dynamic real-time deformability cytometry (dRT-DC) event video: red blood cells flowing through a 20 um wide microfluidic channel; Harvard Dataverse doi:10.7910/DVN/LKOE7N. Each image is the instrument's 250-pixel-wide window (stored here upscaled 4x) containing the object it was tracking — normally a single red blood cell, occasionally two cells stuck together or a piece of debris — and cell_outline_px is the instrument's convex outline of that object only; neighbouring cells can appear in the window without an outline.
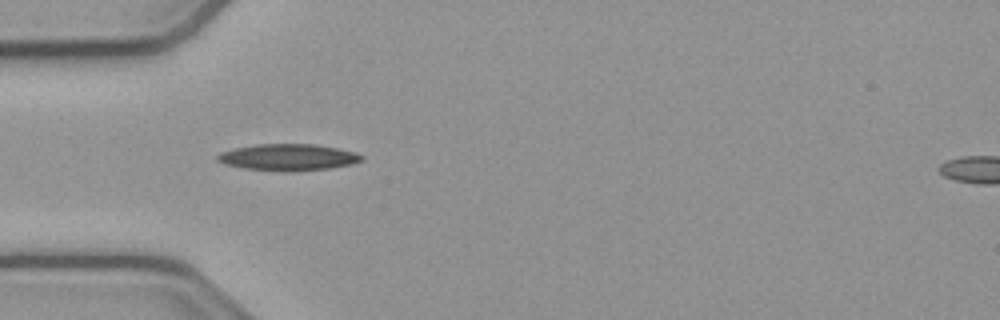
{"species": "common noctule bat (a hibernating species)", "species_latin": "Nyctalus noctula", "temperature_condition": "cold", "stored_images_in_passage": 8, "camera_frame_rate_fps": 3000, "um_per_image_px": 0.085, "animal": {"sex": "male", "body_mass_g": 23.1, "forearm_length_mm": 52.7}, "frame": {"image": 1, "passage_image": 4, "time_ms": 1.0, "image_size_px": [1000, 320], "cell_outline_px": [[364, 160], [352, 164], [332, 168], [288, 172], [284, 172], [244, 168], [224, 164], [216, 160], [216, 156], [220, 152], [236, 148], [256, 144], [312, 144], [336, 148], [356, 152], [364, 156]], "centroid_in_image_um": [24.5, 13.38], "position_along_channel_um": 60.5, "area_um2": 22.48}}
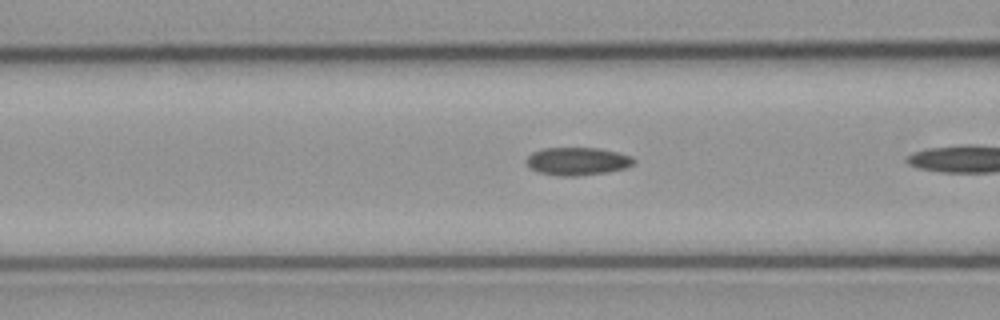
{"frame": {"image": 2, "passage_image": 6, "time_ms": 1.667, "image_size_px": [1000, 320], "cell_outline_px": [[636, 160], [632, 164], [624, 168], [608, 172], [576, 176], [560, 176], [540, 172], [528, 168], [524, 160], [532, 152], [544, 148], [600, 148], [632, 156]], "centroid_in_image_um": [49.04, 13.7], "position_along_channel_um": 117.6, "area_um2": 17.51}}